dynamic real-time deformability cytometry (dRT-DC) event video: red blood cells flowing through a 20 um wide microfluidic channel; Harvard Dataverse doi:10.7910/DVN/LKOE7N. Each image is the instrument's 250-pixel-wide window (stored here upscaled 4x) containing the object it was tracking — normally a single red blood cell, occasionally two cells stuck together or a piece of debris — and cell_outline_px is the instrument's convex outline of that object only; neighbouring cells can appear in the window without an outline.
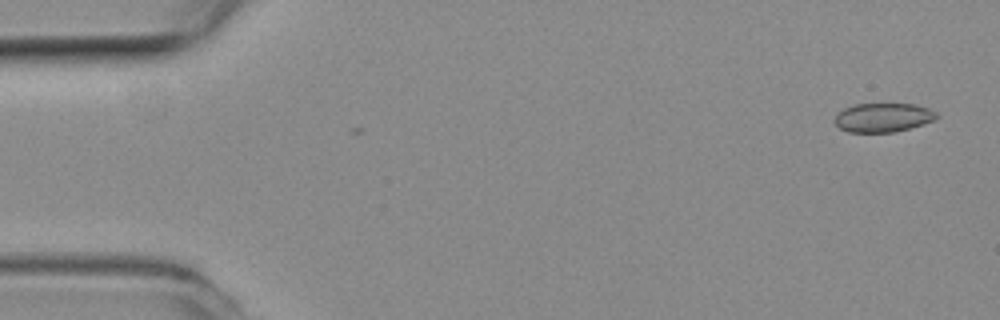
{"species": "common noctule bat (a hibernating species)", "species_latin": "Nyctalus noctula", "temperature_condition": "room temperature", "stored_images_in_passage": 2, "camera_frame_rate_fps": 3000, "um_per_image_px": 0.085, "animal": {"sex": "female", "body_mass_g": 19.3, "forearm_length_mm": 54.1}, "frame": {"image": 1, "passage_image": 2, "time_ms": 0.333, "image_size_px": [1000, 320], "cell_outline_px": [[940, 116], [924, 124], [896, 132], [848, 132], [840, 128], [836, 124], [836, 116], [844, 108], [856, 104], [912, 104], [928, 108], [936, 112]], "centroid_in_image_um": [75.09, 9.99], "position_along_channel_um": 9.9, "area_um2": 17.05}}